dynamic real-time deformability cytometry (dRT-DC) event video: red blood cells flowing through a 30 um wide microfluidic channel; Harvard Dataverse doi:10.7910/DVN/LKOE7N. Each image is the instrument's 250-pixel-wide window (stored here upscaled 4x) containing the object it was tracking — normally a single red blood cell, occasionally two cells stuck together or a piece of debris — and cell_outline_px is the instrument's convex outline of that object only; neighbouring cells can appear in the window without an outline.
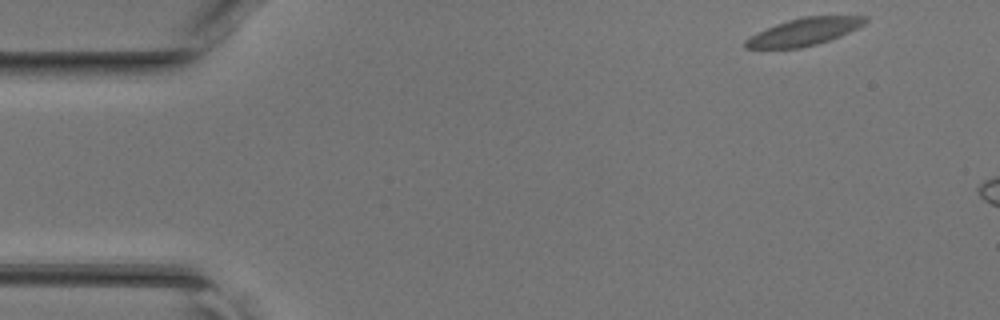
{"species": "common noctule bat (a hibernating species)", "species_latin": "Nyctalus noctula", "temperature_condition": "room temperature", "stored_images_in_passage": 39, "camera_frame_rate_fps": 3000, "um_per_image_px": 0.085, "animal": {"sex": "female", "body_mass_g": 17.0, "forearm_length_mm": 48.0}, "frame": {"image": 1, "passage_image": 1, "time_ms": 0.0, "image_size_px": [1000, 320], "cell_outline_px": [[868, 20], [864, 24], [840, 36], [816, 44], [800, 48], [744, 48], [744, 40], [756, 32], [776, 24], [788, 20], [804, 16], [868, 16]], "centroid_in_image_um": [68.32, 2.7], "position_along_channel_um": 16.7, "area_um2": 18.96}}
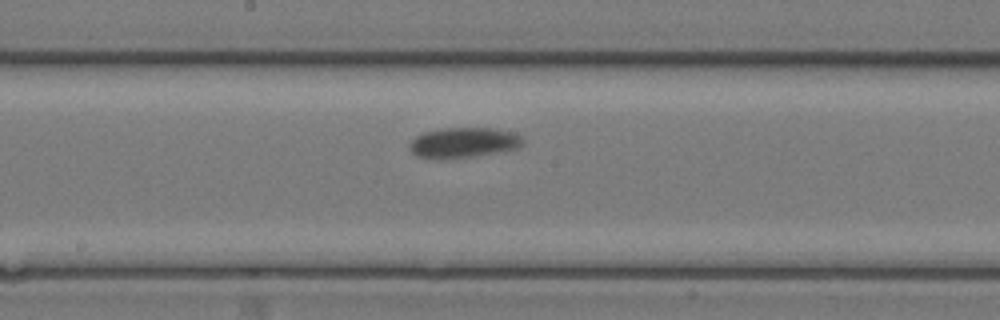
{"frame": {"image": 2, "passage_image": 22, "time_ms": 7.0, "image_size_px": [1000, 320], "cell_outline_px": [[524, 144], [516, 148], [504, 152], [448, 160], [436, 160], [416, 156], [412, 152], [408, 144], [416, 136], [424, 132], [444, 128], [496, 128], [524, 136]], "centroid_in_image_um": [39.41, 12.15], "position_along_channel_um": 208.8, "area_um2": 20.58}}
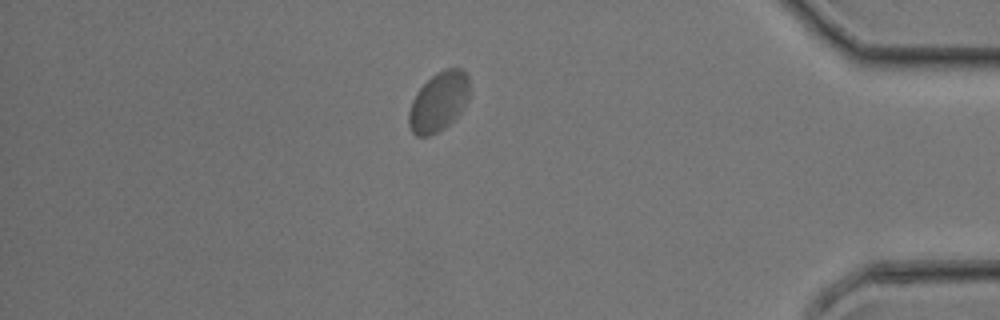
{"frame": {"image": 3, "passage_image": 38, "time_ms": 12.333, "image_size_px": [1000, 320], "cell_outline_px": [[468, 100], [464, 108], [444, 128], [428, 136], [416, 136], [412, 132], [408, 124], [408, 112], [412, 100], [416, 92], [436, 72], [444, 68], [460, 68], [468, 76]], "centroid_in_image_um": [37.26, 8.64], "position_along_channel_um": 397.9, "area_um2": 20.92}}